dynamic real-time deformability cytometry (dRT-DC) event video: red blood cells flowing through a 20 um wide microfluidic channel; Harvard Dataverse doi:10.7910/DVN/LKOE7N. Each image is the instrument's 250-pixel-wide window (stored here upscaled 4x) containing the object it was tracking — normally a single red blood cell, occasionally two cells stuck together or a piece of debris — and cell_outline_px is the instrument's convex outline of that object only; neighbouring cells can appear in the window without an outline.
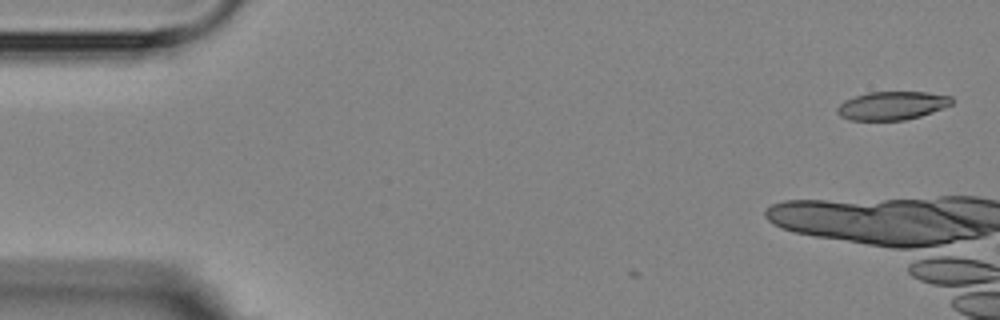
{"species": "Egyptian fruit bat (a non-hibernating species)", "species_latin": "Rousettus aegyptiacus", "temperature_condition": "room temperature", "stored_images_in_passage": 7, "camera_frame_rate_fps": 3000, "um_per_image_px": 0.085, "animal": {"sex": "female"}, "frame": {"image": 1, "passage_image": 1, "time_ms": 0.0, "image_size_px": [1000, 320], "cell_outline_px": [[952, 104], [932, 112], [920, 116], [904, 120], [848, 120], [840, 116], [836, 112], [836, 108], [844, 100], [868, 92], [924, 92], [952, 96]], "centroid_in_image_um": [75.79, 8.98], "position_along_channel_um": 9.2, "area_um2": 18.9}}
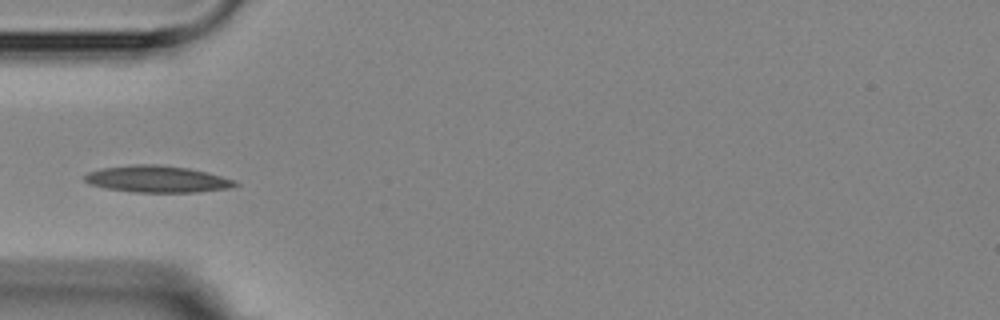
{"frame": {"image": 2, "passage_image": 7, "time_ms": 7.0, "image_size_px": [1000, 320], "cell_outline_px": [[240, 184], [232, 188], [200, 192], [132, 192], [108, 188], [92, 184], [84, 180], [84, 176], [88, 172], [104, 168], [132, 164], [156, 164], [188, 168], [220, 176], [232, 180]], "centroid_in_image_um": [13.38, 15.22], "position_along_channel_um": 71.6, "area_um2": 23.18}}